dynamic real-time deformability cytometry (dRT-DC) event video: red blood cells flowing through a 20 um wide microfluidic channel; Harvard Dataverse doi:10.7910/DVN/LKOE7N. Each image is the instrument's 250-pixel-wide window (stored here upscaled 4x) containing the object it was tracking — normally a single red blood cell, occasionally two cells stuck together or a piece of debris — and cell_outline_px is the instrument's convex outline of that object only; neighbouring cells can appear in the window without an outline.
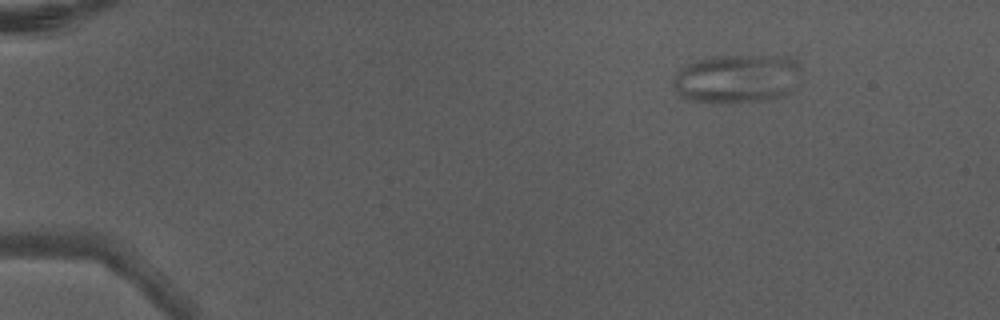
{"species": "Egyptian fruit bat (a non-hibernating species)", "species_latin": "Rousettus aegyptiacus", "temperature_condition": "warm", "stored_images_in_passage": 5, "camera_frame_rate_fps": 3000, "um_per_image_px": 0.085, "animal": {"sex": "male"}, "frame": {"image": 1, "passage_image": 5, "time_ms": 1.333, "image_size_px": [1000, 320], "cell_outline_px": [[796, 88], [792, 92], [784, 96], [760, 100], [720, 104], [688, 100], [680, 96], [672, 84], [672, 80], [688, 64], [712, 56], [768, 56], [784, 60], [792, 64]], "centroid_in_image_um": [62.49, 6.75], "position_along_channel_um": 22.5, "area_um2": 35.08}}